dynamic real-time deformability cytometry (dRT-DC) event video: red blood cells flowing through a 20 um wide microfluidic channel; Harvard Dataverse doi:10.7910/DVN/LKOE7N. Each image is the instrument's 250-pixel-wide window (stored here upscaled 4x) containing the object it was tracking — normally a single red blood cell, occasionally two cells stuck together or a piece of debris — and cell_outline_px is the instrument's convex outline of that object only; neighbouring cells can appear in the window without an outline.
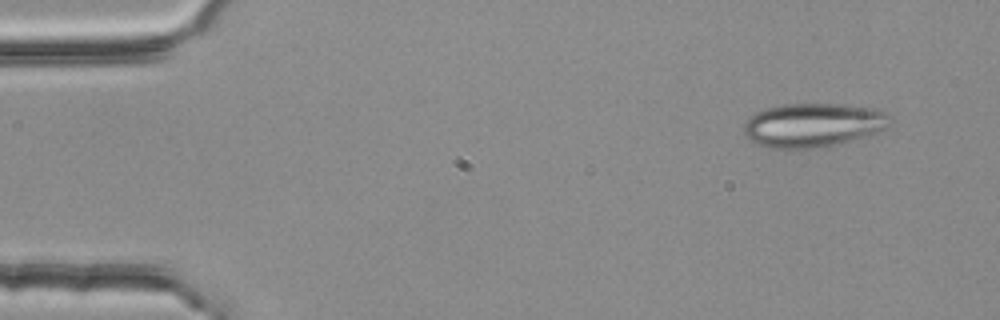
{"species": "common noctule bat (a hibernating species)", "species_latin": "Nyctalus noctula", "temperature_condition": "room temperature", "stored_images_in_passage": 3, "camera_frame_rate_fps": 3000, "um_per_image_px": 0.085, "animal": {"sex": "female", "body_mass_g": 25.1}, "frame": {"image": 1, "passage_image": 1, "time_ms": 0.0, "image_size_px": [1000, 320], "cell_outline_px": [[892, 124], [888, 128], [876, 132], [836, 144], [812, 148], [768, 148], [752, 144], [744, 136], [744, 124], [748, 116], [764, 108], [780, 104], [836, 104], [880, 108], [892, 116]], "centroid_in_image_um": [69.08, 10.62], "position_along_channel_um": 15.9, "area_um2": 37.97}}